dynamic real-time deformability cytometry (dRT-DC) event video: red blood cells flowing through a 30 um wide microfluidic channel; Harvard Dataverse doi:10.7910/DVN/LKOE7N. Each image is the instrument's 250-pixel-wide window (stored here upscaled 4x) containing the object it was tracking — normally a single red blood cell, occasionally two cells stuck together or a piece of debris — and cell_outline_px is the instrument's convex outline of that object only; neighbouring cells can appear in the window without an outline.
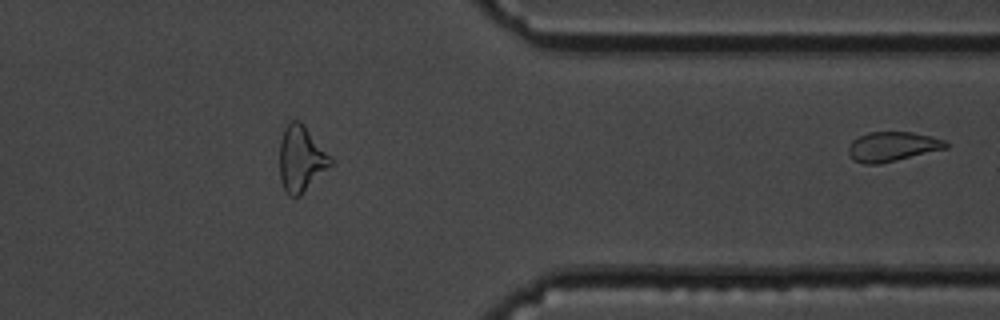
{"species": "common noctule bat (a hibernating species)", "species_latin": "Nyctalus noctula", "temperature_condition": "cold", "stored_images_in_passage": 45, "segment_of_instrument_passage": [2, 2], "camera_frame_rate_fps": 3000, "um_per_image_px": 0.085, "animal": {"sex": "male", "body_mass_g": 19.5, "forearm_length_mm": 54.6}, "frame": {"image": 1, "passage_image": 45, "time_ms": 14.667, "image_size_px": [1000, 320], "cell_outline_px": [[948, 148], [880, 164], [864, 164], [856, 160], [848, 152], [848, 148], [852, 140], [868, 132], [912, 132], [932, 136], [944, 140], [948, 144]], "centroid_in_image_um": [75.88, 12.45], "position_along_channel_um": 335.5, "area_um2": 16.7}}